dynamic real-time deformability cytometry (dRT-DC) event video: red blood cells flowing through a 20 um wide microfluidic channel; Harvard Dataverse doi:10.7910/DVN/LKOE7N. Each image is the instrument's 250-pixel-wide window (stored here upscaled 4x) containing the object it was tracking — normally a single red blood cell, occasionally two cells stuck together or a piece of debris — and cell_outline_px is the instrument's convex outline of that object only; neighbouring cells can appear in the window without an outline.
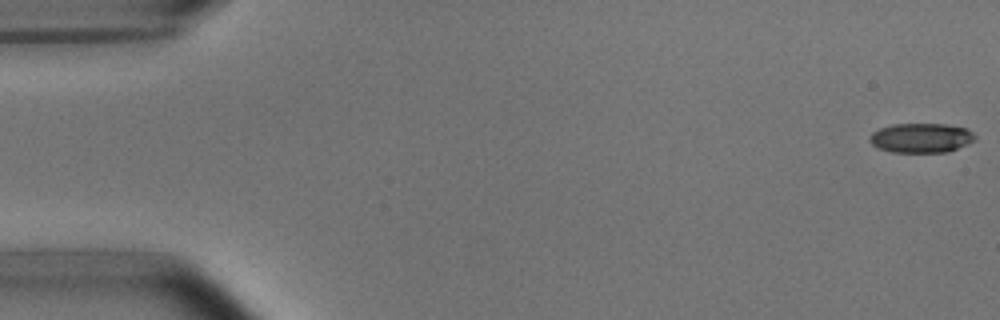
{"species": "common noctule bat (a hibernating species)", "species_latin": "Nyctalus noctula", "temperature_condition": "room temperature", "stored_images_in_passage": 19, "camera_frame_rate_fps": 3000, "um_per_image_px": 0.085, "animal": {"sex": "male", "body_mass_g": 15.6}, "frame": {"image": 1, "passage_image": 1, "time_ms": 0.0, "image_size_px": [1000, 320], "cell_outline_px": [[976, 140], [968, 144], [948, 152], [892, 152], [880, 148], [872, 144], [868, 140], [868, 136], [872, 132], [880, 128], [892, 124], [944, 124], [968, 128], [976, 136]], "centroid_in_image_um": [78.31, 11.72], "position_along_channel_um": 6.7, "area_um2": 18.26}}
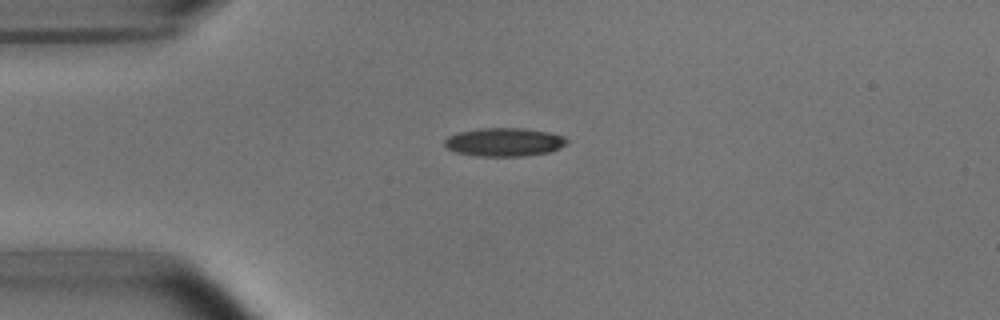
{"frame": {"image": 2, "passage_image": 13, "time_ms": 4.0, "image_size_px": [1000, 320], "cell_outline_px": [[568, 144], [560, 148], [548, 152], [520, 156], [476, 156], [456, 152], [448, 148], [444, 144], [444, 140], [448, 136], [456, 132], [480, 128], [524, 128], [548, 132], [564, 136], [568, 140]], "centroid_in_image_um": [42.86, 12.07], "position_along_channel_um": 42.1, "area_um2": 20.35}}